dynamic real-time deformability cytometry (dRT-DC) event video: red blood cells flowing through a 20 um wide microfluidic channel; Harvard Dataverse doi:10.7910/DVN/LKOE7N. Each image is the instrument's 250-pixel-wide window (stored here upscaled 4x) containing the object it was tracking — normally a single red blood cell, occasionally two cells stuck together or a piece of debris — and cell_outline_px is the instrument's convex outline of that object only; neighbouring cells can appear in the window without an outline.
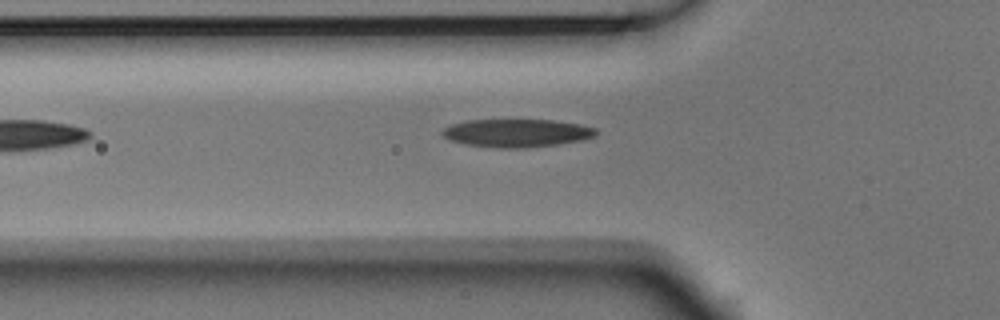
{"species": "Egyptian fruit bat (a non-hibernating species)", "species_latin": "Rousettus aegyptiacus", "temperature_condition": "room temperature", "stored_images_in_passage": 5, "camera_frame_rate_fps": 3000, "um_per_image_px": 0.085, "animal": {"sex": "male"}, "frame": {"image": 1, "passage_image": 5, "time_ms": 1.333, "image_size_px": [1000, 320], "cell_outline_px": [[596, 132], [592, 136], [580, 140], [556, 144], [524, 148], [500, 148], [464, 144], [448, 140], [440, 132], [444, 128], [452, 124], [464, 120], [552, 120], [580, 124], [596, 128]], "centroid_in_image_um": [43.85, 11.3], "position_along_channel_um": 81.9, "area_um2": 24.97}}